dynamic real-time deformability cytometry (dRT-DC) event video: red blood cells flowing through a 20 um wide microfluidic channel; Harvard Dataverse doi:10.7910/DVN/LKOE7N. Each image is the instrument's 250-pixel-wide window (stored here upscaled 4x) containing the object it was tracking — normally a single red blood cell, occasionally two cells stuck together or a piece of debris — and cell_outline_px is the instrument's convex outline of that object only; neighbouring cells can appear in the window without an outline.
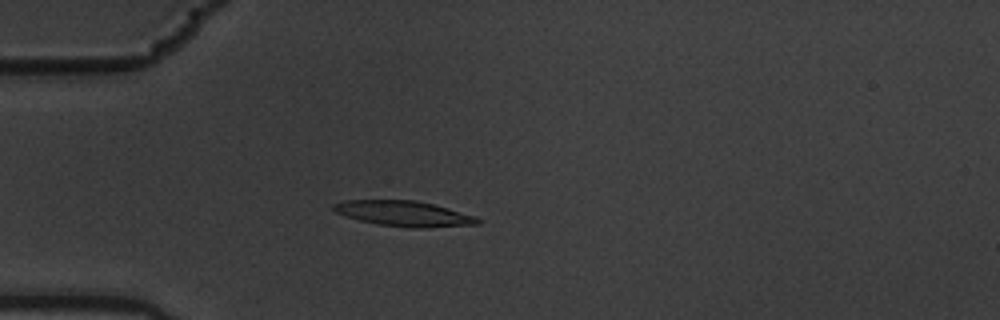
{"species": "common noctule bat (a hibernating species)", "species_latin": "Nyctalus noctula", "temperature_condition": "warm", "stored_images_in_passage": 5, "camera_frame_rate_fps": 3000, "um_per_image_px": 0.085, "animal": {"sex": "male", "body_mass_g": 19.5, "forearm_length_mm": 54.6}, "frame": {"image": 1, "passage_image": 5, "time_ms": 1.333, "image_size_px": [1000, 320], "cell_outline_px": [[480, 224], [424, 228], [408, 228], [376, 224], [360, 220], [336, 212], [332, 208], [332, 204], [344, 200], [416, 200], [448, 208], [476, 216], [480, 220]], "centroid_in_image_um": [34.34, 18.16], "position_along_channel_um": 50.7, "area_um2": 21.33}}